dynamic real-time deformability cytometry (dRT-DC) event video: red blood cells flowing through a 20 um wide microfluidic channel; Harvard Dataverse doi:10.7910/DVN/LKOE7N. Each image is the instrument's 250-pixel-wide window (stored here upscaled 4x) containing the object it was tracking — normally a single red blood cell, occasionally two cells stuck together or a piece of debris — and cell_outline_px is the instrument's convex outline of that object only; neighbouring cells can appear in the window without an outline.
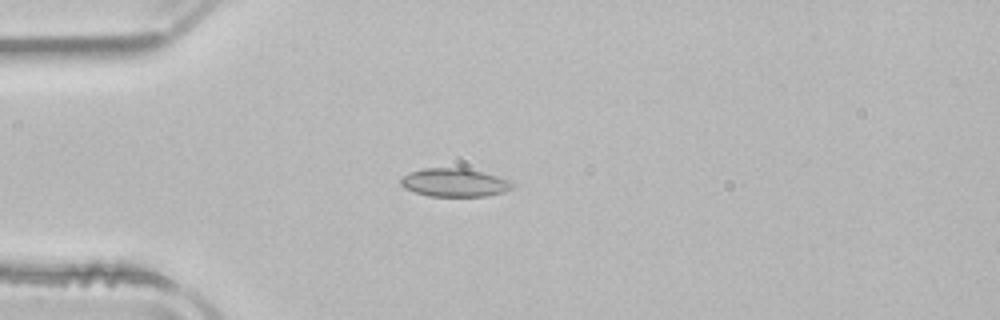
{"species": "common noctule bat (a hibernating species)", "species_latin": "Nyctalus noctula", "temperature_condition": "room temperature", "stored_images_in_passage": 39, "camera_frame_rate_fps": 3000, "um_per_image_px": 0.085, "animal": {"sex": "male", "body_mass_g": 21.5, "forearm_length_mm": 52.0}, "frame": {"image": 1, "passage_image": 1, "time_ms": 0.0, "image_size_px": [1000, 320], "cell_outline_px": [[512, 188], [504, 192], [484, 196], [428, 196], [404, 188], [400, 184], [400, 180], [408, 172], [424, 168], [464, 168], [496, 176], [508, 180], [512, 184]], "centroid_in_image_um": [38.58, 15.52], "position_along_channel_um": 46.4, "area_um2": 18.15}}
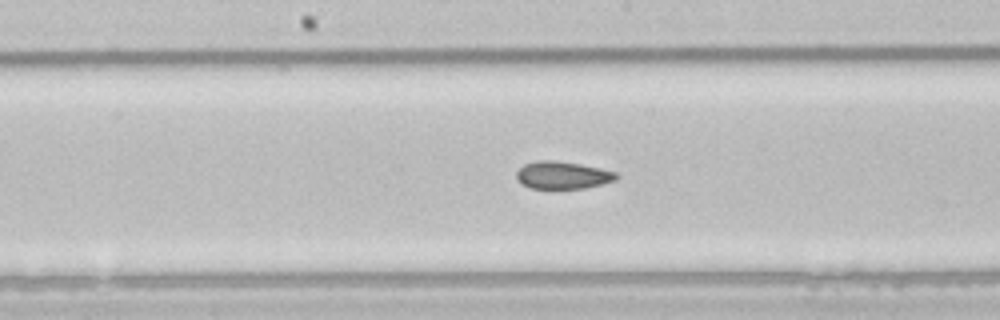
{"frame": {"image": 2, "passage_image": 14, "time_ms": 4.333, "image_size_px": [1000, 320], "cell_outline_px": [[620, 176], [616, 180], [584, 188], [528, 188], [520, 184], [516, 180], [516, 172], [524, 164], [536, 160], [552, 160], [580, 164], [600, 168], [616, 172]], "centroid_in_image_um": [47.78, 14.88], "position_along_channel_um": 200.4, "area_um2": 16.07}}
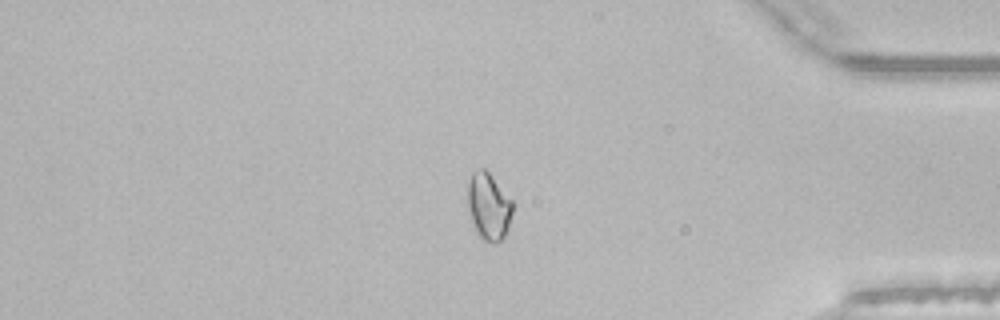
{"frame": {"image": 3, "passage_image": 31, "time_ms": 10.0, "image_size_px": [1000, 320], "cell_outline_px": [[512, 212], [508, 228], [504, 236], [496, 244], [492, 244], [484, 240], [476, 232], [472, 224], [468, 204], [468, 180], [472, 172], [480, 168], [484, 168], [492, 176], [512, 200]], "centroid_in_image_um": [41.52, 17.55], "position_along_channel_um": 393.7, "area_um2": 17.51}, "authors_computed_cell_mechanics": {"area_um2": 16.5308, "velocity_mm_per_s": 3.9151, "shape_relaxation_time_tau1_ms": null, "shape_relaxation_time_tau2_ms": 3.323, "deformation_change_tau1": null, "deformation_change_tau2": 0.072}}